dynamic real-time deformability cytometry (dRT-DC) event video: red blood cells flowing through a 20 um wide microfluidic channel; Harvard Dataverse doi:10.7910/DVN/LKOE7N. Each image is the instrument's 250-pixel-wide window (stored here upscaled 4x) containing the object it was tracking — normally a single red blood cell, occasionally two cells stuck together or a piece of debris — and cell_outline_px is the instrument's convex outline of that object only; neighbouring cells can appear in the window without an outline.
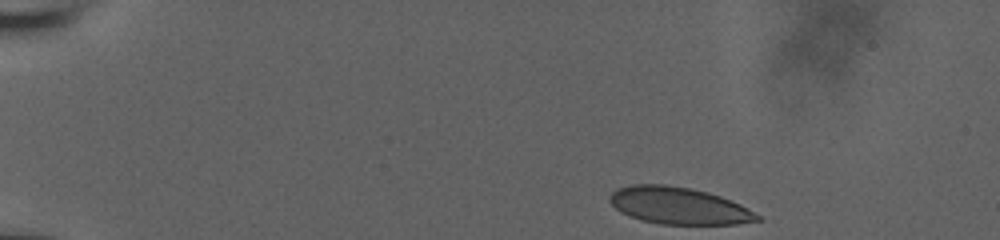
{"species": "human", "species_latin": "Homo sapiens", "temperature_condition": "room temperature", "stored_images_in_passage": 47, "camera_frame_rate_fps": 3000, "um_per_image_px": 0.085, "donor": {"sex": "male"}, "frame": {"image": 1, "passage_image": 1, "time_ms": 0.0, "image_size_px": [1000, 240], "cell_outline_px": [[764, 220], [736, 224], [660, 224], [640, 220], [620, 212], [608, 200], [608, 196], [616, 188], [632, 184], [664, 184], [692, 188], [708, 192], [720, 196], [740, 204], [760, 216]], "centroid_in_image_um": [57.67, 17.48], "position_along_channel_um": 27.3, "area_um2": 31.96}}
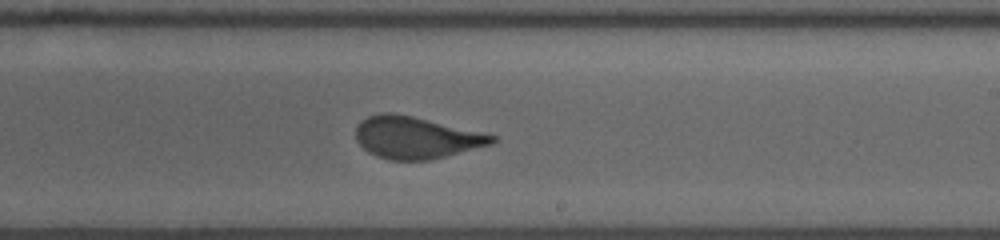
{"frame": {"image": 2, "passage_image": 27, "time_ms": 8.667, "image_size_px": [1000, 240], "cell_outline_px": [[496, 140], [492, 144], [432, 160], [388, 160], [376, 156], [368, 152], [356, 140], [356, 128], [360, 120], [368, 116], [380, 112], [392, 112], [412, 116], [480, 132], [496, 136]], "centroid_in_image_um": [35.32, 11.7], "position_along_channel_um": 253.7, "area_um2": 33.23}}
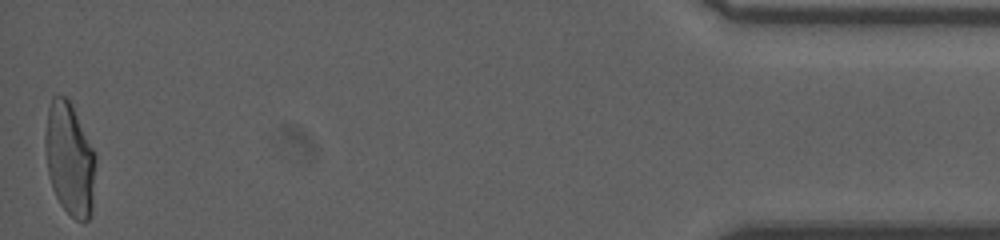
{"frame": {"image": 3, "passage_image": 47, "time_ms": 15.333, "image_size_px": [1000, 240], "cell_outline_px": [[96, 160], [92, 212], [88, 220], [84, 224], [76, 220], [60, 204], [52, 188], [48, 172], [44, 148], [44, 136], [48, 108], [52, 96], [64, 96], [72, 104], [96, 152]], "centroid_in_image_um": [5.93, 13.52], "position_along_channel_um": 429.3, "area_um2": 33.76}, "authors_computed_cell_mechanics": {"area_um2": 33.6974, "velocity_mm_per_s": 3.8512, "shape_relaxation_time_tau1_ms": 6.5984, "shape_relaxation_time_tau2_ms": null, "deformation_change_tau1": 0.208, "deformation_change_tau2": null}}